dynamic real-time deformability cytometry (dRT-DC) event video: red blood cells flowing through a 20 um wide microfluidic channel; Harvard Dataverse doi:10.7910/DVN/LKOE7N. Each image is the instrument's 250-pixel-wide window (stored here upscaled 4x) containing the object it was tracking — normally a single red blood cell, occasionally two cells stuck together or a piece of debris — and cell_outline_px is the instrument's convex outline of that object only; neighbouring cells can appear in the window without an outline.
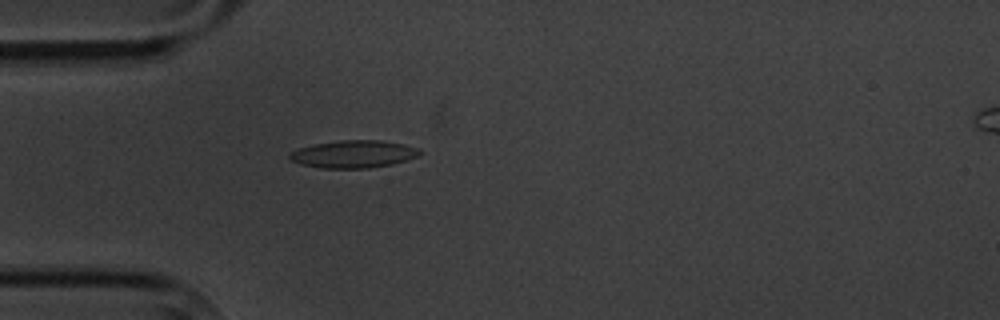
{"species": "common noctule bat (a hibernating species)", "species_latin": "Nyctalus noctula", "temperature_condition": "cold", "stored_images_in_passage": 4, "camera_frame_rate_fps": 3000, "um_per_image_px": 0.085, "animal": {"sex": "male", "body_mass_g": 20.1, "forearm_length_mm": 53.5}, "frame": {"image": 1, "passage_image": 4, "time_ms": 4.333, "image_size_px": [1000, 320], "cell_outline_px": [[420, 152], [416, 156], [392, 164], [368, 168], [320, 168], [300, 164], [288, 160], [288, 156], [292, 152], [300, 148], [316, 144], [340, 140], [380, 140], [404, 144], [420, 148]], "centroid_in_image_um": [30.02, 13.1], "position_along_channel_um": 55.0, "area_um2": 20.69}}